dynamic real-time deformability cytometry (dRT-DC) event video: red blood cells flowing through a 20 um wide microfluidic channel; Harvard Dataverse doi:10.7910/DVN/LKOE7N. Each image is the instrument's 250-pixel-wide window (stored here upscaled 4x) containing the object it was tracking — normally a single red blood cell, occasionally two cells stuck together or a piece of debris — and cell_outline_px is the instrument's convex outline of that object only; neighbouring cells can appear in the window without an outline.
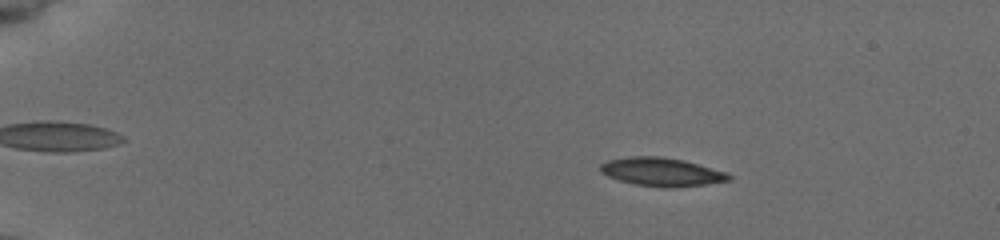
{"species": "common noctule bat (a hibernating species)", "species_latin": "Nyctalus noctula", "temperature_condition": "cold", "stored_images_in_passage": 54, "camera_frame_rate_fps": 3000, "um_per_image_px": 0.085, "animal": {"sex": "female", "body_mass_g": 19.5, "forearm_length_mm": 54.1}, "frame": {"image": 1, "passage_image": 10, "time_ms": 3.0, "image_size_px": [1000, 240], "cell_outline_px": [[732, 180], [704, 184], [672, 188], [664, 188], [636, 184], [620, 180], [608, 176], [600, 172], [600, 164], [608, 160], [632, 156], [656, 156], [684, 160], [728, 172], [732, 176]], "centroid_in_image_um": [56.27, 14.61], "position_along_channel_um": 28.7, "area_um2": 21.27}}
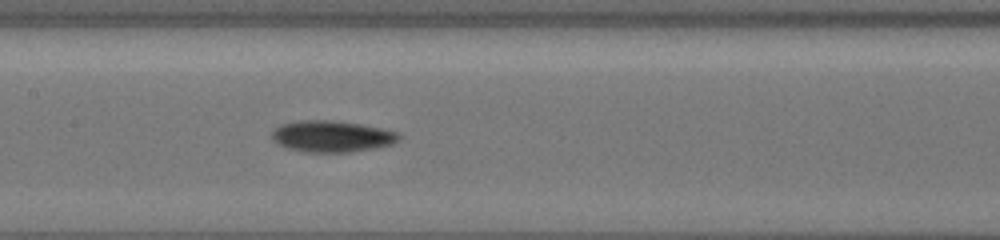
{"frame": {"image": 2, "passage_image": 29, "time_ms": 9.333, "image_size_px": [1000, 240], "cell_outline_px": [[400, 140], [392, 144], [380, 148], [352, 152], [304, 152], [288, 148], [272, 140], [272, 132], [280, 124], [300, 120], [332, 120], [360, 124], [400, 132]], "centroid_in_image_um": [28.25, 11.59], "position_along_channel_um": 179.1, "area_um2": 23.47}}
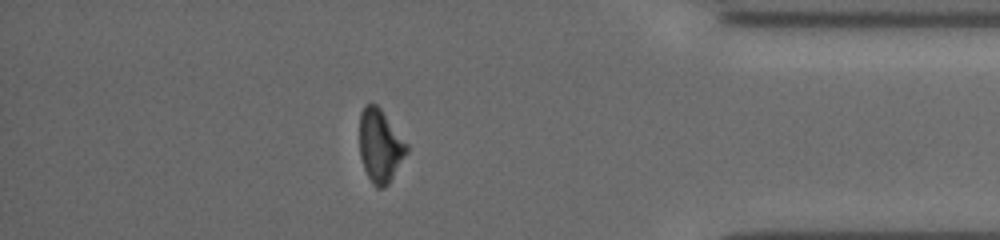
{"frame": {"image": 3, "passage_image": 48, "time_ms": 15.667, "image_size_px": [1000, 240], "cell_outline_px": [[408, 152], [388, 184], [384, 188], [376, 188], [372, 184], [364, 168], [360, 156], [360, 112], [364, 104], [376, 104], [380, 108], [408, 144]], "centroid_in_image_um": [32.31, 12.4], "position_along_channel_um": 402.9, "area_um2": 20.06}, "authors_computed_cell_mechanics": {"area_um2": 21.2415, "velocity_mm_per_s": 3.9251, "shape_relaxation_time_tau1_ms": 4.1984, "shape_relaxation_time_tau2_ms": null, "deformation_change_tau1": 0.1155, "deformation_change_tau2": null}}